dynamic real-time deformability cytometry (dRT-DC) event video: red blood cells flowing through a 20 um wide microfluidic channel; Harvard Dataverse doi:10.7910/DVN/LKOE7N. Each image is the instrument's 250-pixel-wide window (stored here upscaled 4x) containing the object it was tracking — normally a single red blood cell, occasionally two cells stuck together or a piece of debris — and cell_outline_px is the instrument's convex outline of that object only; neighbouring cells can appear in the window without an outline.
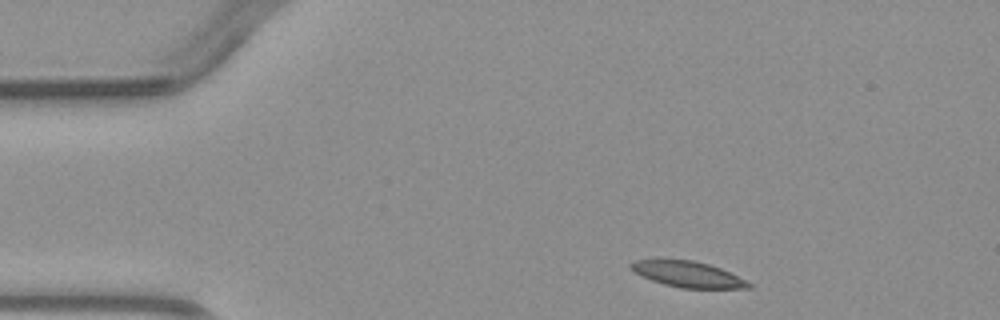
{"species": "common noctule bat (a hibernating species)", "species_latin": "Nyctalus noctula", "temperature_condition": "warm", "stored_images_in_passage": 4, "camera_frame_rate_fps": 3000, "um_per_image_px": 0.085, "animal": {"sex": "male", "body_mass_g": 23.1, "forearm_length_mm": 52.7}, "frame": {"image": 1, "passage_image": 1, "time_ms": 0.0, "image_size_px": [1000, 320], "cell_outline_px": [[752, 288], [680, 288], [664, 284], [652, 280], [636, 272], [628, 264], [632, 260], [656, 256], [692, 260], [708, 264], [720, 268], [752, 284]], "centroid_in_image_um": [58.35, 23.25], "position_along_channel_um": 26.7, "area_um2": 18.15}}
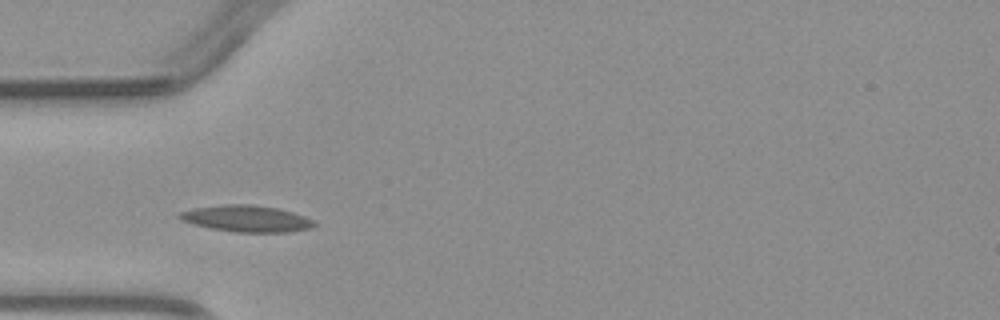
{"frame": {"image": 2, "passage_image": 3, "time_ms": 2.333, "image_size_px": [1000, 320], "cell_outline_px": [[316, 224], [308, 228], [288, 232], [236, 232], [212, 228], [192, 224], [180, 220], [176, 216], [180, 212], [192, 208], [220, 204], [248, 204], [276, 208], [292, 212], [304, 216], [312, 220]], "centroid_in_image_um": [20.88, 18.57], "position_along_channel_um": 64.1, "area_um2": 20.69}}
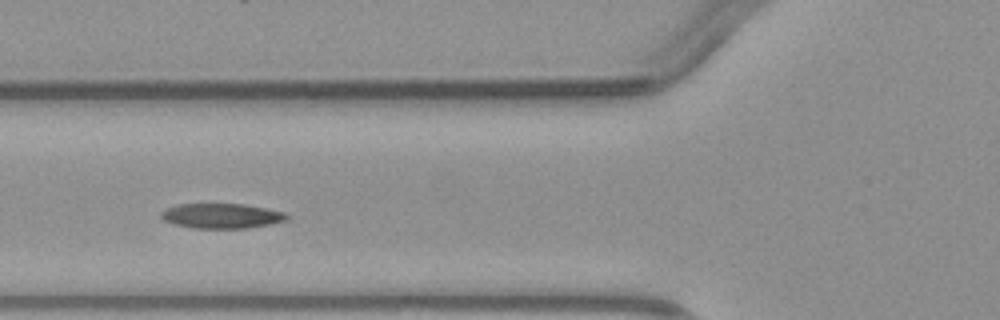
{"frame": {"image": 3, "passage_image": 4, "time_ms": 3.333, "image_size_px": [1000, 320], "cell_outline_px": [[288, 216], [284, 220], [272, 224], [248, 228], [192, 228], [172, 224], [164, 220], [160, 216], [160, 212], [164, 208], [176, 204], [244, 204], [284, 212]], "centroid_in_image_um": [18.76, 18.35], "position_along_channel_um": 107.0, "area_um2": 18.32}}